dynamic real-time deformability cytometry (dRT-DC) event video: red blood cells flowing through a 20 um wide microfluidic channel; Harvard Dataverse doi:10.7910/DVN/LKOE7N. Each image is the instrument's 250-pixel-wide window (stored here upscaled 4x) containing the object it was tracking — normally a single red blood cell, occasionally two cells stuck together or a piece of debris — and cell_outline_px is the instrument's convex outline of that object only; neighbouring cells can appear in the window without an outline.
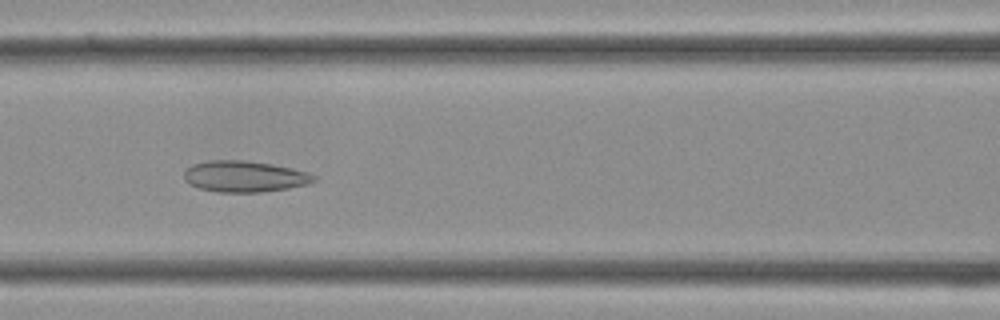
{"species": "Egyptian fruit bat (a non-hibernating species)", "species_latin": "Rousettus aegyptiacus", "temperature_condition": "cold", "stored_images_in_passage": 36, "camera_frame_rate_fps": 3000, "um_per_image_px": 0.085, "frame": {"image": 1, "passage_image": 15, "time_ms": 4.667, "image_size_px": [1000, 320], "cell_outline_px": [[316, 180], [308, 184], [288, 188], [260, 192], [216, 192], [196, 188], [188, 184], [184, 180], [184, 172], [192, 164], [208, 160], [244, 160], [272, 164], [292, 168], [308, 172], [316, 176]], "centroid_in_image_um": [20.75, 15.0], "position_along_channel_um": 145.8, "area_um2": 23.81}}
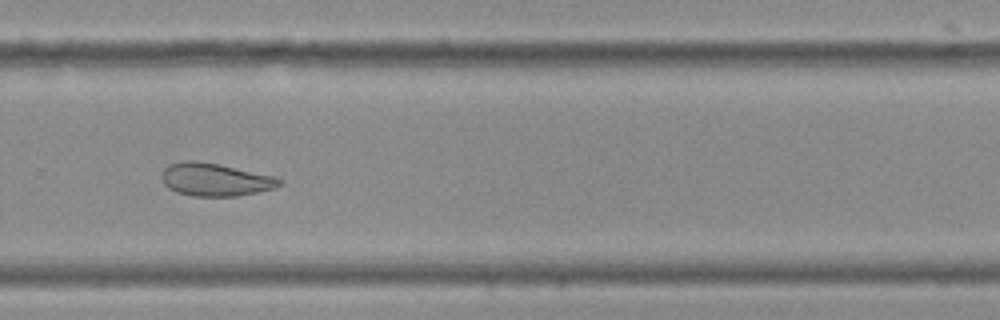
{"frame": {"image": 2, "passage_image": 24, "time_ms": 7.667, "image_size_px": [1000, 320], "cell_outline_px": [[284, 184], [276, 188], [236, 196], [192, 196], [176, 192], [168, 188], [164, 184], [164, 168], [168, 164], [184, 160], [196, 160], [220, 164], [272, 176], [284, 180]], "centroid_in_image_um": [18.31, 15.26], "position_along_channel_um": 311.5, "area_um2": 22.54}}
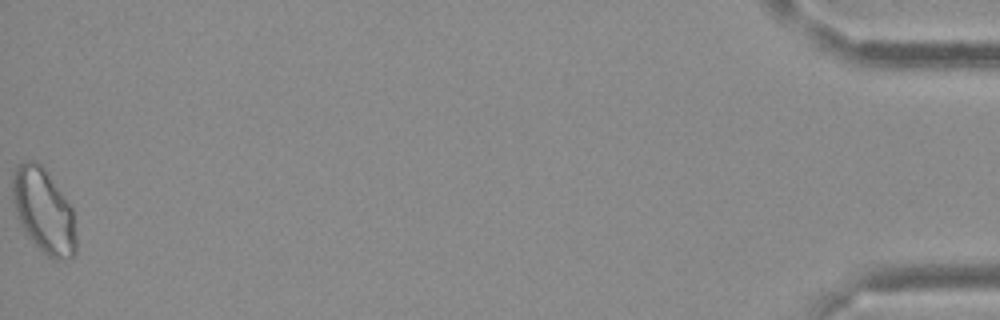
{"frame": {"image": 3, "passage_image": 36, "time_ms": 11.667, "image_size_px": [1000, 320], "cell_outline_px": [[76, 252], [72, 256], [60, 260], [52, 260], [28, 236], [20, 224], [16, 216], [12, 200], [12, 176], [16, 164], [24, 160], [32, 160], [40, 164], [44, 168], [72, 208], [76, 236]], "centroid_in_image_um": [3.68, 17.91], "position_along_channel_um": 431.5, "area_um2": 31.27}}